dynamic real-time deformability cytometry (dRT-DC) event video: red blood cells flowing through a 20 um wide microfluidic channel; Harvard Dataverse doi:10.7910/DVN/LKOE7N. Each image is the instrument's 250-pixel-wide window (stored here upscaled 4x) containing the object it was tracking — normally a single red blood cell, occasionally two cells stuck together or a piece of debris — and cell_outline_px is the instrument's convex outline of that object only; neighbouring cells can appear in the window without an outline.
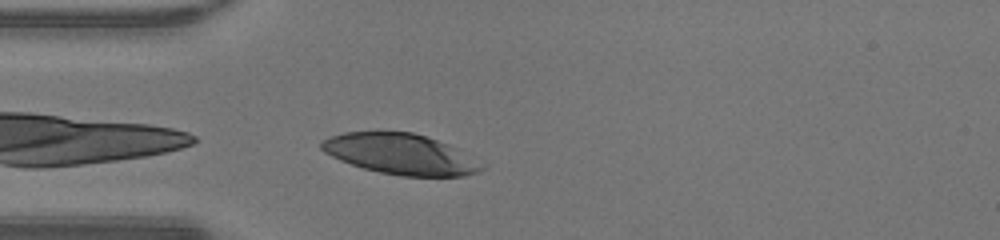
{"species": "human", "species_latin": "Homo sapiens", "temperature_condition": "warm", "stored_images_in_passage": 26, "camera_frame_rate_fps": 3000, "um_per_image_px": 0.085, "donor": {"sex": "male"}, "frame": {"image": 1, "passage_image": 1, "time_ms": 0.0, "image_size_px": [1000, 240], "cell_outline_px": [[488, 164], [480, 172], [464, 176], [400, 176], [380, 172], [364, 168], [340, 160], [324, 152], [320, 148], [320, 140], [344, 132], [412, 132], [448, 144]], "centroid_in_image_um": [34.1, 13.11], "position_along_channel_um": 50.9, "area_um2": 37.97}}
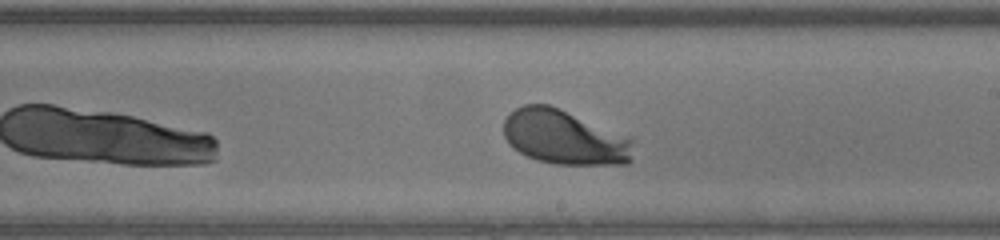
{"frame": {"image": 2, "passage_image": 15, "time_ms": 4.667, "image_size_px": [1000, 240], "cell_outline_px": [[636, 140], [632, 160], [628, 164], [556, 164], [536, 160], [512, 148], [508, 144], [504, 136], [504, 120], [516, 108], [524, 104], [548, 104]], "centroid_in_image_um": [47.99, 11.69], "position_along_channel_um": 241.0, "area_um2": 41.1}}
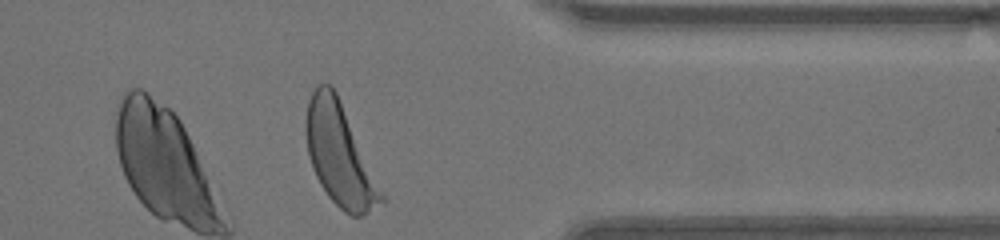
{"frame": {"image": 3, "passage_image": 26, "time_ms": 8.333, "image_size_px": [1000, 240], "cell_outline_px": [[384, 200], [360, 216], [352, 216], [344, 212], [328, 196], [320, 184], [312, 168], [308, 156], [304, 128], [304, 120], [308, 100], [316, 84], [332, 84], [336, 92], [384, 196]], "centroid_in_image_um": [28.79, 13.11], "position_along_channel_um": 382.6, "area_um2": 43.75}, "authors_computed_cell_mechanics": {"area_um2": 40.7201, "velocity_mm_per_s": 4.2422, "shape_relaxation_time_tau1_ms": 1.6701, "shape_relaxation_time_tau2_ms": null, "deformation_change_tau1": 0.164, "deformation_change_tau2": null}}